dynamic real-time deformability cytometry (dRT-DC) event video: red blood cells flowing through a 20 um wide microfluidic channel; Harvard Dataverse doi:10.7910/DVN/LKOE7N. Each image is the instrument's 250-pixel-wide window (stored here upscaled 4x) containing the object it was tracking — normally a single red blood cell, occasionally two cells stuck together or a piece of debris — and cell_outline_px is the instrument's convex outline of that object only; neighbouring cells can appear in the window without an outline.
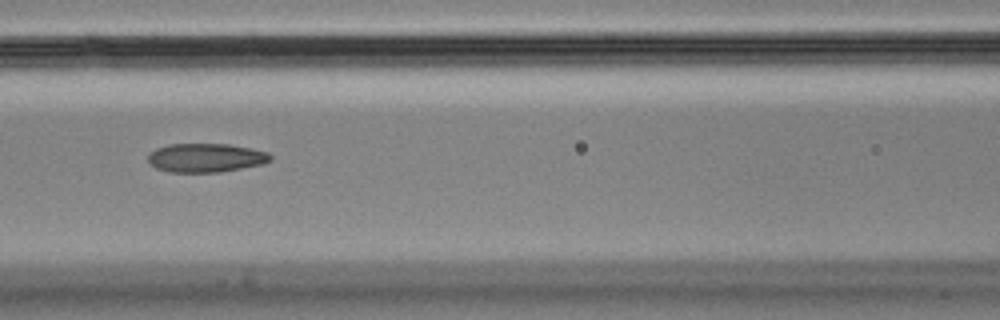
{"species": "Egyptian fruit bat (a non-hibernating species)", "species_latin": "Rousettus aegyptiacus", "temperature_condition": "cold", "stored_images_in_passage": 10, "camera_frame_rate_fps": 3000, "um_per_image_px": 0.085, "animal": {"sex": "male"}, "frame": {"image": 1, "passage_image": 7, "time_ms": 2.0, "image_size_px": [1000, 320], "cell_outline_px": [[272, 160], [264, 164], [220, 172], [168, 172], [156, 168], [148, 160], [148, 156], [156, 148], [168, 144], [228, 144], [252, 148], [268, 152], [272, 156]], "centroid_in_image_um": [17.53, 13.41], "position_along_channel_um": 149.1, "area_um2": 20.63}}
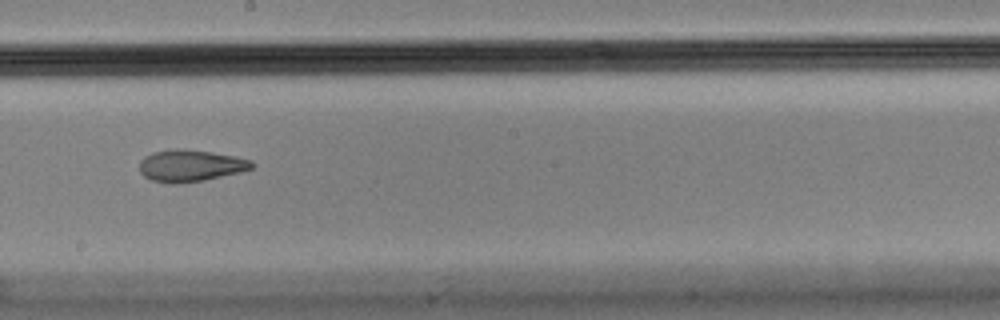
{"frame": {"image": 2, "passage_image": 9, "time_ms": 2.667, "image_size_px": [1000, 320], "cell_outline_px": [[256, 164], [252, 168], [240, 172], [204, 180], [180, 184], [168, 184], [152, 180], [144, 176], [140, 172], [140, 160], [144, 156], [152, 152], [168, 148], [184, 148], [212, 152], [236, 156], [252, 160]], "centroid_in_image_um": [16.18, 14.07], "position_along_channel_um": 232.0, "area_um2": 21.27}}
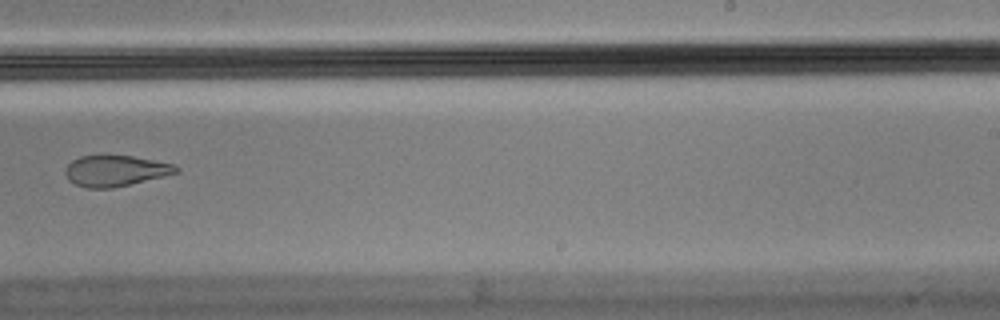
{"frame": {"image": 3, "passage_image": 10, "time_ms": 3.0, "image_size_px": [1000, 320], "cell_outline_px": [[180, 172], [164, 176], [112, 188], [84, 188], [68, 180], [64, 172], [68, 164], [72, 160], [80, 156], [100, 152], [104, 152], [132, 156], [176, 164], [180, 168]], "centroid_in_image_um": [9.79, 14.47], "position_along_channel_um": 279.2, "area_um2": 20.75}}